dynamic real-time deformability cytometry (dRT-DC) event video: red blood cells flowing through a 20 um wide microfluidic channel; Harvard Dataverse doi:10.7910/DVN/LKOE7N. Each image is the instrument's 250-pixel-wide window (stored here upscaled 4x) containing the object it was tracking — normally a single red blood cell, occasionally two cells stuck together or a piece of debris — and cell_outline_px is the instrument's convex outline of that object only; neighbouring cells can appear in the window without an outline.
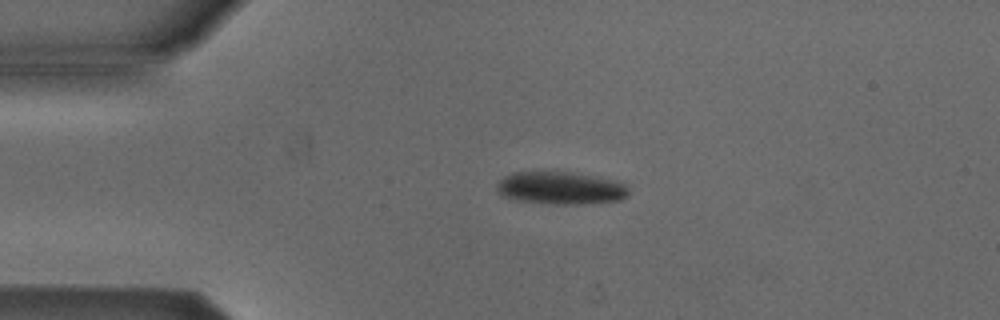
{"species": "Egyptian fruit bat (a non-hibernating species)", "species_latin": "Rousettus aegyptiacus", "temperature_condition": "cold", "stored_images_in_passage": 7, "camera_frame_rate_fps": 3000, "um_per_image_px": 0.085, "animal": {"sex": "male"}, "frame": {"image": 1, "passage_image": 2, "time_ms": 1.0, "image_size_px": [1000, 320], "cell_outline_px": [[628, 196], [620, 200], [576, 204], [560, 204], [520, 200], [504, 196], [496, 188], [496, 184], [504, 176], [512, 172], [572, 172], [608, 180], [624, 184], [628, 188]], "centroid_in_image_um": [47.62, 15.98], "position_along_channel_um": 37.4, "area_um2": 24.39}}
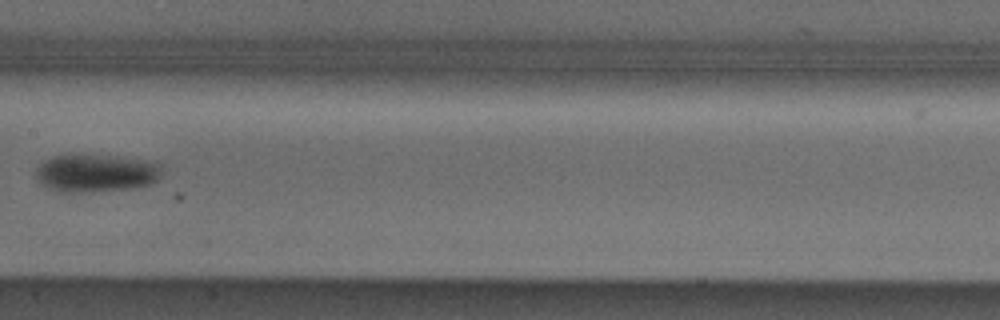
{"frame": {"image": 2, "passage_image": 6, "time_ms": 6.0, "image_size_px": [1000, 320], "cell_outline_px": [[160, 176], [152, 184], [128, 188], [88, 192], [64, 192], [48, 188], [40, 184], [36, 176], [36, 168], [44, 160], [52, 156], [64, 152], [68, 152], [120, 156], [144, 160], [160, 164]], "centroid_in_image_um": [8.08, 14.66], "position_along_channel_um": 199.3, "area_um2": 28.44}}
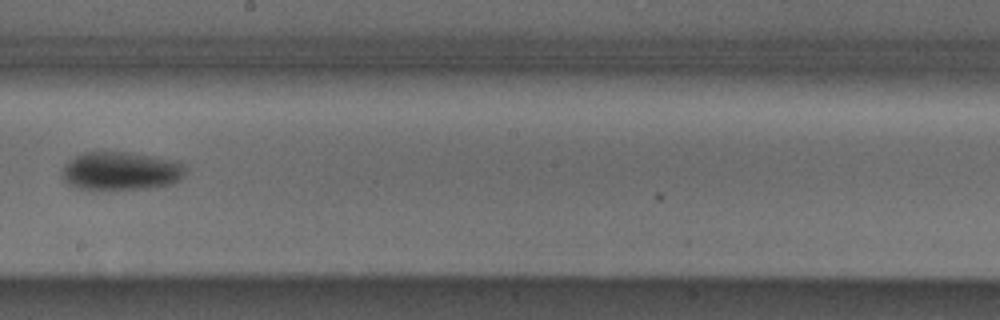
{"frame": {"image": 3, "passage_image": 7, "time_ms": 7.0, "image_size_px": [1000, 320], "cell_outline_px": [[184, 172], [180, 180], [172, 184], [152, 188], [76, 188], [68, 184], [64, 180], [64, 168], [68, 160], [84, 152], [128, 152], [152, 156], [184, 164]], "centroid_in_image_um": [10.28, 14.52], "position_along_channel_um": 237.9, "area_um2": 26.93}}